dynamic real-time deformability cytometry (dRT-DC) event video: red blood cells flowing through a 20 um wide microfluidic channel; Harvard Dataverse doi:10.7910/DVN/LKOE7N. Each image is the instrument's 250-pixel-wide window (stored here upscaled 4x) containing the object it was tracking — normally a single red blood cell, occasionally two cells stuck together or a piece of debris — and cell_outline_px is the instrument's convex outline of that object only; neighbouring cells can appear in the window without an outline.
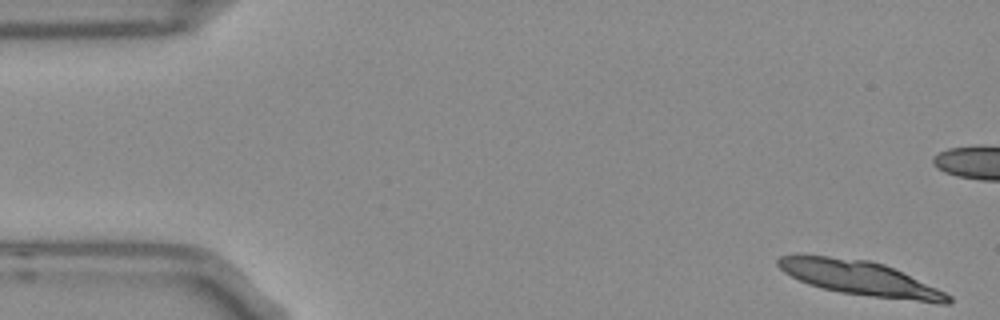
{"species": "Egyptian fruit bat (a non-hibernating species)", "species_latin": "Rousettus aegyptiacus", "temperature_condition": "room temperature", "stored_images_in_passage": 55, "camera_frame_rate_fps": 3000, "um_per_image_px": 0.085, "frame": {"image": 1, "passage_image": 1, "time_ms": 0.0, "image_size_px": [1000, 320], "cell_outline_px": [[952, 300], [948, 304], [940, 304], [872, 296], [840, 292], [820, 288], [808, 284], [784, 272], [776, 264], [776, 260], [780, 256], [796, 252], [868, 260], [884, 264], [936, 288], [952, 296]], "centroid_in_image_um": [73.01, 23.61], "position_along_channel_um": 12.0, "area_um2": 34.33}}
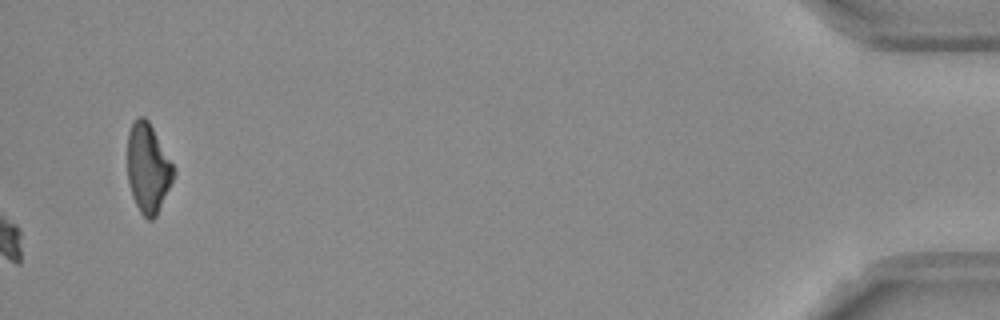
{"frame": {"image": 2, "passage_image": 55, "time_ms": 18.0, "image_size_px": [1000, 320], "cell_outline_px": [[176, 172], [156, 216], [152, 220], [148, 220], [140, 212], [132, 196], [128, 180], [128, 132], [136, 116], [144, 116], [148, 120], [172, 164]], "centroid_in_image_um": [12.56, 14.29], "position_along_channel_um": 422.6, "area_um2": 23.64}, "authors_computed_cell_mechanics": {"area_um2": 16.9932, "velocity_mm_per_s": 3.7058, "shape_relaxation_time_tau1_ms": 5.4917, "shape_relaxation_time_tau2_ms": null, "deformation_change_tau1": 0.1245, "deformation_change_tau2": null}}